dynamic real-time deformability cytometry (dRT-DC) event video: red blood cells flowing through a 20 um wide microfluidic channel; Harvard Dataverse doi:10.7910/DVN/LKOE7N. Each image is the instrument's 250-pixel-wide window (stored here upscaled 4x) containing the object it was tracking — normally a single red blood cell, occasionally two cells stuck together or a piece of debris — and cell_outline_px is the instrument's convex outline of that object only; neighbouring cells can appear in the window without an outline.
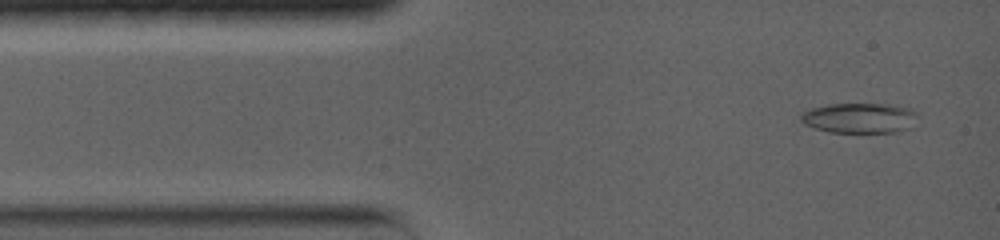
{"species": "common noctule bat (a hibernating species)", "species_latin": "Nyctalus noctula", "temperature_condition": "warm", "stored_images_in_passage": 64, "segment_of_instrument_passage": [1, 2], "camera_frame_rate_fps": 5000, "um_per_image_px": 0.085, "animal": {"sex": "female", "body_mass_g": 19.0, "forearm_length_mm": 56.7}, "frame": {"image": 1, "passage_image": 3, "time_ms": 0.6, "image_size_px": [1000, 240], "cell_outline_px": [[920, 116], [912, 128], [896, 132], [828, 132], [812, 128], [804, 124], [800, 120], [800, 112], [812, 108], [828, 104], [888, 104], [912, 108]], "centroid_in_image_um": [73.09, 10.03], "position_along_channel_um": 11.9, "area_um2": 21.04}}
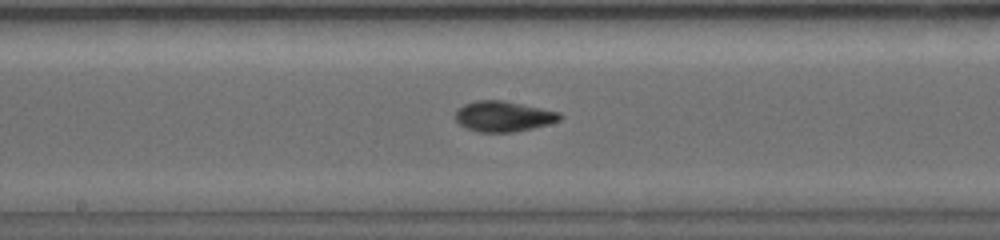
{"frame": {"image": 2, "passage_image": 27, "time_ms": 7.2, "image_size_px": [1000, 240], "cell_outline_px": [[564, 116], [560, 120], [548, 124], [532, 128], [512, 132], [480, 132], [468, 128], [460, 124], [456, 120], [456, 112], [464, 104], [476, 100], [500, 100], [560, 112]], "centroid_in_image_um": [42.81, 9.89], "position_along_channel_um": 205.4, "area_um2": 18.26}}
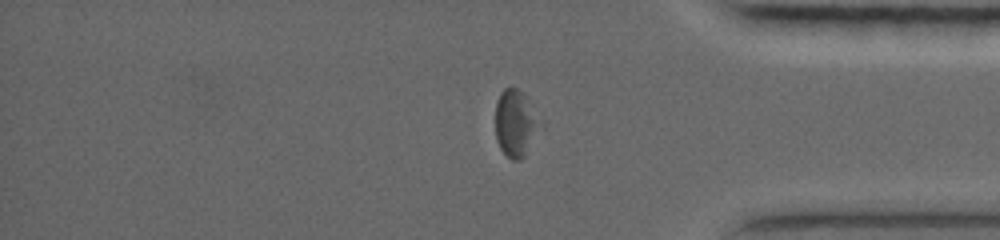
{"frame": {"image": 3, "passage_image": 46, "time_ms": 12.4, "image_size_px": [1000, 240], "cell_outline_px": [[544, 128], [524, 156], [520, 160], [512, 160], [500, 148], [496, 140], [496, 100], [500, 92], [504, 88], [516, 88], [520, 92], [544, 124]], "centroid_in_image_um": [43.85, 10.53], "position_along_channel_um": 391.3, "area_um2": 17.51}}